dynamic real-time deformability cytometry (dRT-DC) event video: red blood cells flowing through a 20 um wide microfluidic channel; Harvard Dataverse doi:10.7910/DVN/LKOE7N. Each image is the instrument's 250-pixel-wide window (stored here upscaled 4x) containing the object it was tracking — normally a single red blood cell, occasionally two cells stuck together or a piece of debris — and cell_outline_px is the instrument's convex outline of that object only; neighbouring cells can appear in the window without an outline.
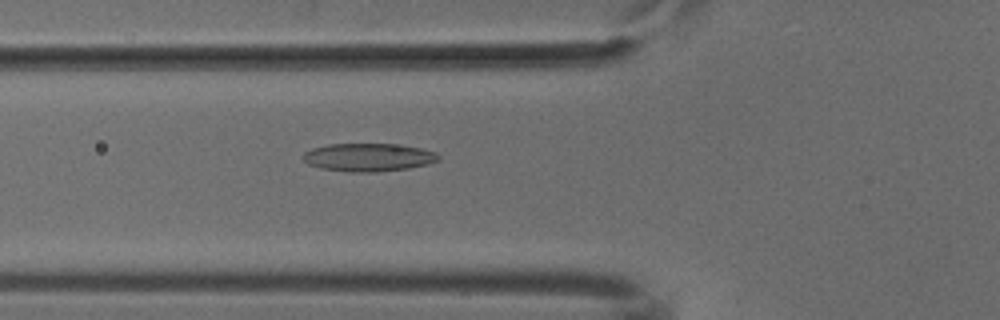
{"species": "common noctule bat (a hibernating species)", "species_latin": "Nyctalus noctula", "temperature_condition": "cold", "stored_images_in_passage": 35, "camera_frame_rate_fps": 3000, "um_per_image_px": 0.085, "animal": {"sex": "male", "body_mass_g": 18.8}, "frame": {"image": 1, "passage_image": 5, "time_ms": 1.333, "image_size_px": [1000, 320], "cell_outline_px": [[440, 160], [428, 164], [408, 168], [376, 172], [348, 172], [320, 168], [308, 164], [300, 156], [304, 152], [312, 148], [328, 144], [396, 144], [420, 148], [436, 152], [440, 156]], "centroid_in_image_um": [31.3, 13.37], "position_along_channel_um": 94.5, "area_um2": 22.31}}
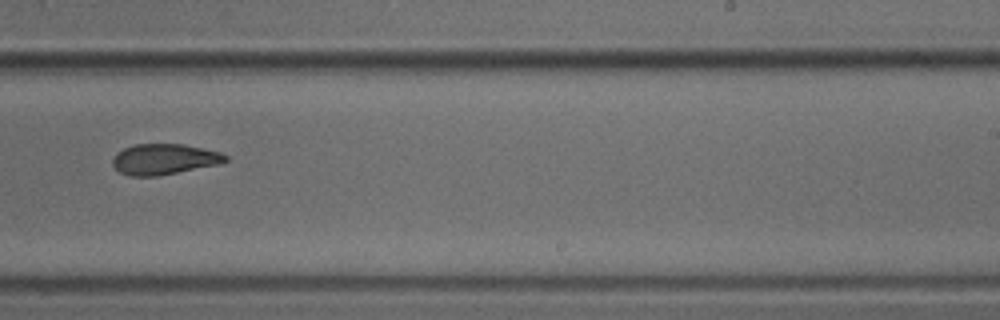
{"frame": {"image": 2, "passage_image": 19, "time_ms": 6.0, "image_size_px": [1000, 320], "cell_outline_px": [[228, 160], [220, 164], [156, 176], [128, 176], [120, 172], [112, 164], [112, 160], [116, 152], [124, 148], [136, 144], [184, 144], [220, 152], [228, 156]], "centroid_in_image_um": [13.95, 13.53], "position_along_channel_um": 275.1, "area_um2": 20.17}}
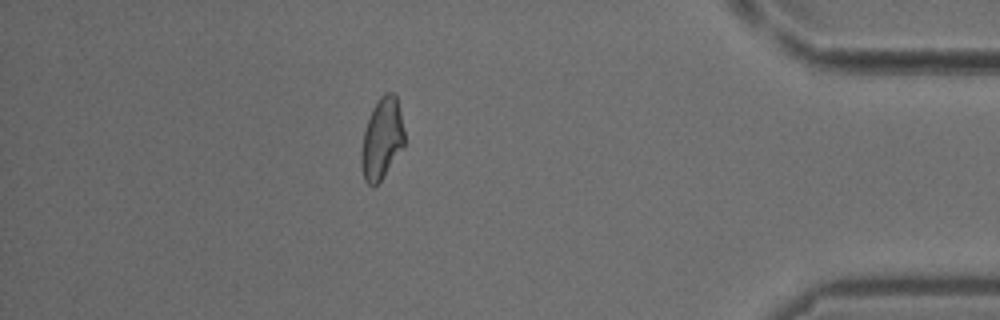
{"frame": {"image": 3, "passage_image": 32, "time_ms": 10.333, "image_size_px": [1000, 320], "cell_outline_px": [[404, 144], [380, 180], [376, 184], [368, 184], [364, 180], [360, 160], [360, 156], [364, 132], [372, 108], [380, 96], [384, 92], [392, 92], [396, 96], [400, 112], [404, 132]], "centroid_in_image_um": [32.44, 11.75], "position_along_channel_um": 402.8, "area_um2": 19.88}}